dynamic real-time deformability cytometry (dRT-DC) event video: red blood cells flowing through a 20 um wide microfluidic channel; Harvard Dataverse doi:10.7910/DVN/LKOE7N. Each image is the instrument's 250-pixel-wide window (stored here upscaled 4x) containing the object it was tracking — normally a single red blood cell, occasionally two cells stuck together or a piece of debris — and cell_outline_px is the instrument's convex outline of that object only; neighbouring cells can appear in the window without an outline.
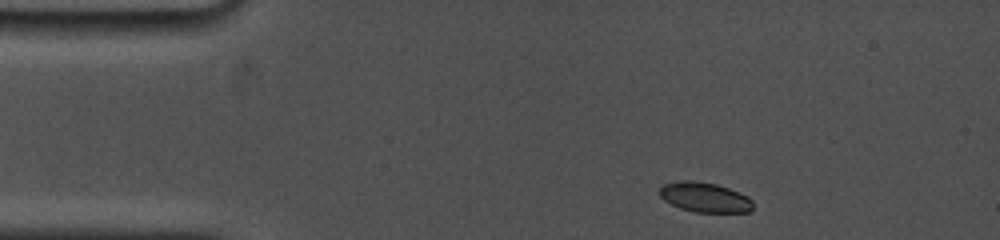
{"species": "common noctule bat (a hibernating species)", "species_latin": "Nyctalus noctula", "temperature_condition": "cold", "stored_images_in_passage": 38, "camera_frame_rate_fps": 5000, "um_per_image_px": 0.085, "animal": {"sex": "female", "body_mass_g": 19.0, "forearm_length_mm": 53.3}, "frame": {"image": 1, "passage_image": 1, "time_ms": 0.0, "image_size_px": [1000, 240], "cell_outline_px": [[752, 208], [748, 212], [696, 212], [680, 208], [664, 200], [660, 196], [660, 188], [664, 184], [680, 180], [692, 180], [716, 184], [728, 188], [748, 196], [752, 200]], "centroid_in_image_um": [59.9, 16.76], "position_along_channel_um": 25.1, "area_um2": 16.13}}
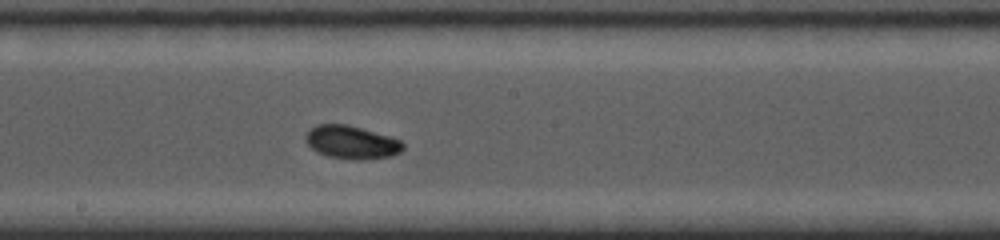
{"frame": {"image": 2, "passage_image": 20, "time_ms": 6.8, "image_size_px": [1000, 240], "cell_outline_px": [[404, 148], [400, 152], [392, 156], [360, 160], [352, 160], [328, 156], [316, 152], [304, 140], [304, 136], [308, 128], [316, 124], [348, 124], [388, 136], [400, 140], [404, 144]], "centroid_in_image_um": [29.83, 12.09], "position_along_channel_um": 218.4, "area_um2": 19.02}}
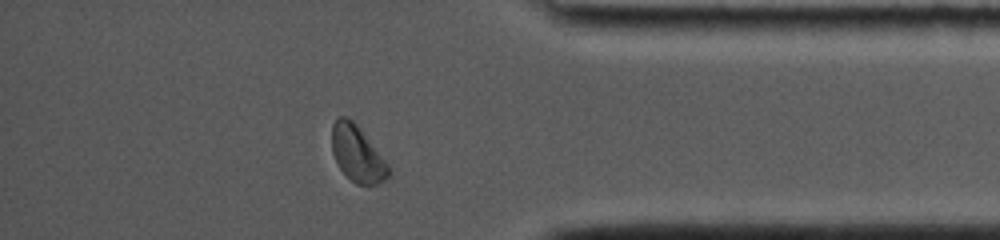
{"frame": {"image": 3, "passage_image": 34, "time_ms": 12.0, "image_size_px": [1000, 240], "cell_outline_px": [[392, 172], [384, 180], [376, 184], [356, 184], [340, 168], [332, 152], [332, 124], [340, 116], [344, 116], [352, 120], [356, 124], [388, 164]], "centroid_in_image_um": [30.37, 13.07], "position_along_channel_um": 404.8, "area_um2": 18.09}, "authors_computed_cell_mechanics": {"area_um2": 17.5712, "velocity_mm_per_s": 3.7398, "shape_relaxation_time_tau1_ms": 1.8266, "shape_relaxation_time_tau2_ms": 4.8619, "deformation_change_tau1": 0.1085, "deformation_change_tau2": 0.0877}}